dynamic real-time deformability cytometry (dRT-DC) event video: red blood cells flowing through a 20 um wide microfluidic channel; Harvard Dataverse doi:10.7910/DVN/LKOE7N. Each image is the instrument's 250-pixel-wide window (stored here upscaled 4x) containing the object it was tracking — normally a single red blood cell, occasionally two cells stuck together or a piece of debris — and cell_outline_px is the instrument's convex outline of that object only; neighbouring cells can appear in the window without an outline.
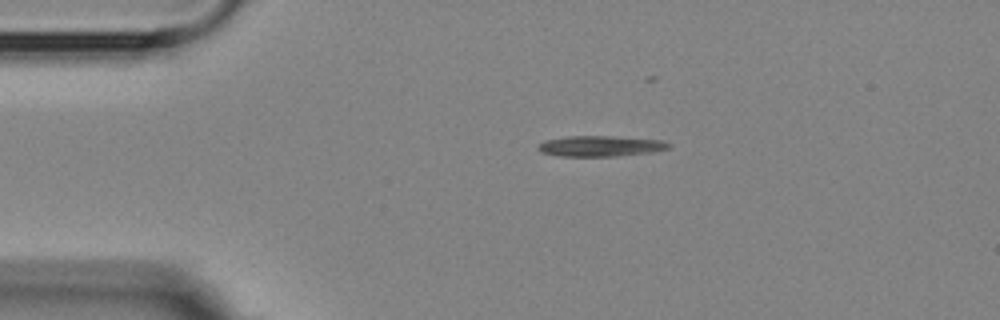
{"species": "Egyptian fruit bat (a non-hibernating species)", "species_latin": "Rousettus aegyptiacus", "temperature_condition": "room temperature", "stored_images_in_passage": 12, "camera_frame_rate_fps": 3000, "um_per_image_px": 0.085, "animal": {"sex": "female"}, "frame": {"image": 1, "passage_image": 1, "time_ms": 0.0, "image_size_px": [1000, 320], "cell_outline_px": [[672, 144], [668, 148], [652, 152], [616, 156], [560, 156], [540, 152], [536, 148], [544, 140], [568, 136], [608, 136], [660, 140]], "centroid_in_image_um": [51.0, 12.42], "position_along_channel_um": 34.0, "area_um2": 15.61}}
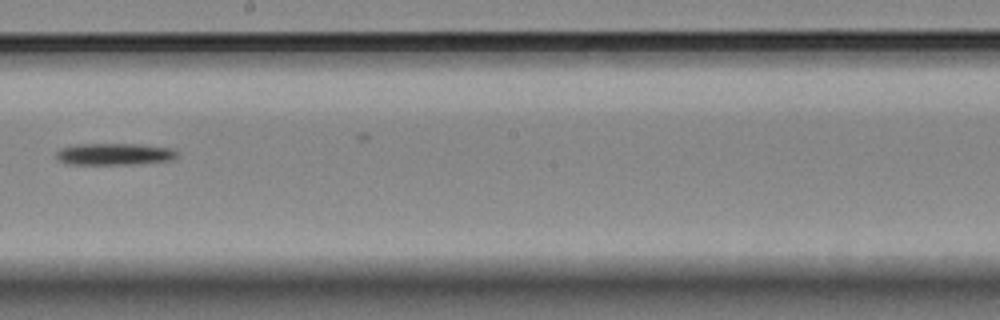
{"frame": {"image": 2, "passage_image": 6, "time_ms": 6.667, "image_size_px": [1000, 320], "cell_outline_px": [[176, 156], [172, 160], [132, 164], [64, 164], [56, 160], [56, 152], [60, 148], [76, 144], [140, 144], [172, 148], [176, 152]], "centroid_in_image_um": [9.65, 13.1], "position_along_channel_um": 238.5, "area_um2": 15.43}}
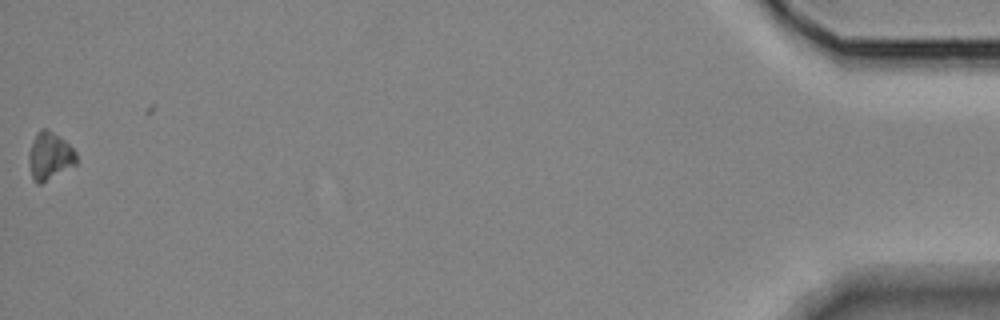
{"frame": {"image": 3, "passage_image": 12, "time_ms": 14.667, "image_size_px": [1000, 320], "cell_outline_px": [[76, 164], [40, 184], [36, 184], [32, 180], [28, 160], [28, 156], [32, 144], [40, 128], [48, 128], [64, 140], [76, 152]], "centroid_in_image_um": [4.21, 13.27], "position_along_channel_um": 431.0, "area_um2": 13.01}, "authors_computed_cell_mechanics": {"area_um2": 14.2766, "velocity_mm_per_s": 3.6136, "shape_relaxation_time_tau1_ms": 2.8374, "shape_relaxation_time_tau2_ms": null, "deformation_change_tau1": 0.107, "deformation_change_tau2": null}}